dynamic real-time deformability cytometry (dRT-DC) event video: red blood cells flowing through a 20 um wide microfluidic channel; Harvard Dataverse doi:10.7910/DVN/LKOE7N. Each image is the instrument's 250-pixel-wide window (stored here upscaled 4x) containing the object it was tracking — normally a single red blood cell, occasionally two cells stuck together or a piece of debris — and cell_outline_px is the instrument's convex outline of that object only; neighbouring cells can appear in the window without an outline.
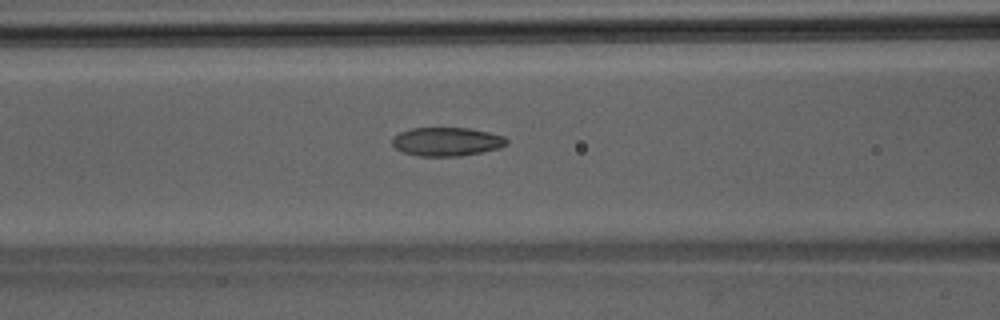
{"species": "Egyptian fruit bat (a non-hibernating species)", "species_latin": "Rousettus aegyptiacus", "temperature_condition": "room temperature", "stored_images_in_passage": 46, "camera_frame_rate_fps": 3000, "um_per_image_px": 0.085, "animal": {"sex": "male"}, "frame": {"image": 1, "passage_image": 19, "time_ms": 6.0, "image_size_px": [1000, 320], "cell_outline_px": [[508, 144], [500, 148], [460, 156], [420, 156], [404, 152], [396, 148], [392, 144], [392, 140], [400, 132], [412, 128], [468, 128], [488, 132], [504, 136], [508, 140]], "centroid_in_image_um": [38.0, 12.04], "position_along_channel_um": 128.6, "area_um2": 18.96}}
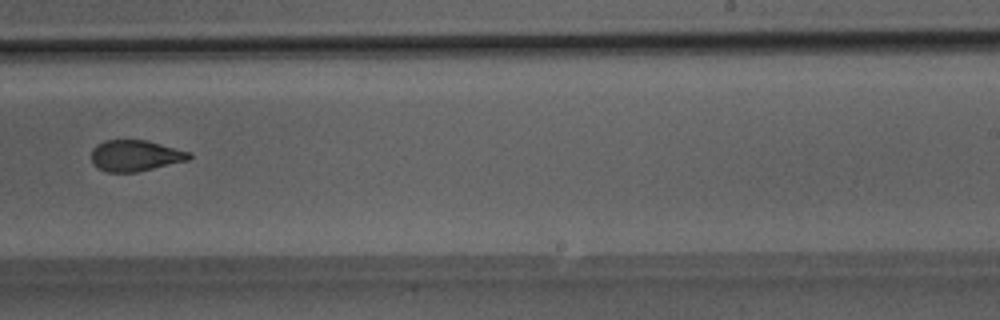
{"frame": {"image": 2, "passage_image": 29, "time_ms": 9.333, "image_size_px": [1000, 320], "cell_outline_px": [[192, 156], [188, 160], [136, 172], [108, 172], [96, 168], [92, 164], [92, 148], [96, 144], [104, 140], [148, 140], [192, 152]], "centroid_in_image_um": [11.49, 13.22], "position_along_channel_um": 277.5, "area_um2": 17.92}}
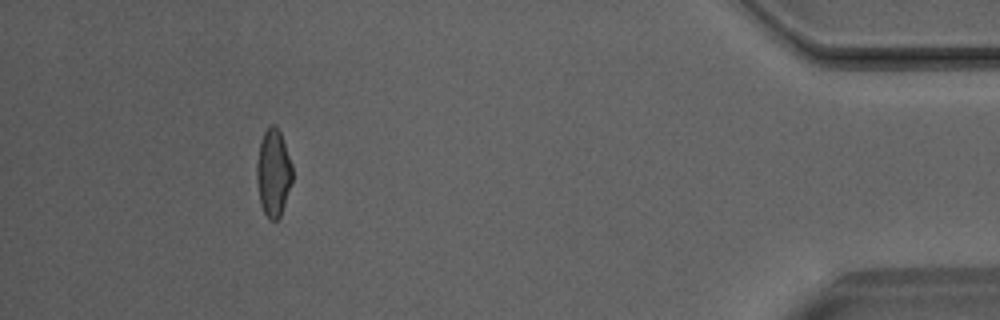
{"frame": {"image": 3, "passage_image": 42, "time_ms": 13.667, "image_size_px": [1000, 320], "cell_outline_px": [[292, 180], [280, 216], [276, 220], [268, 220], [260, 204], [256, 180], [256, 164], [260, 140], [264, 132], [272, 124], [276, 124], [280, 132], [292, 164]], "centroid_in_image_um": [23.21, 14.68], "position_along_channel_um": 412.0, "area_um2": 18.15}}